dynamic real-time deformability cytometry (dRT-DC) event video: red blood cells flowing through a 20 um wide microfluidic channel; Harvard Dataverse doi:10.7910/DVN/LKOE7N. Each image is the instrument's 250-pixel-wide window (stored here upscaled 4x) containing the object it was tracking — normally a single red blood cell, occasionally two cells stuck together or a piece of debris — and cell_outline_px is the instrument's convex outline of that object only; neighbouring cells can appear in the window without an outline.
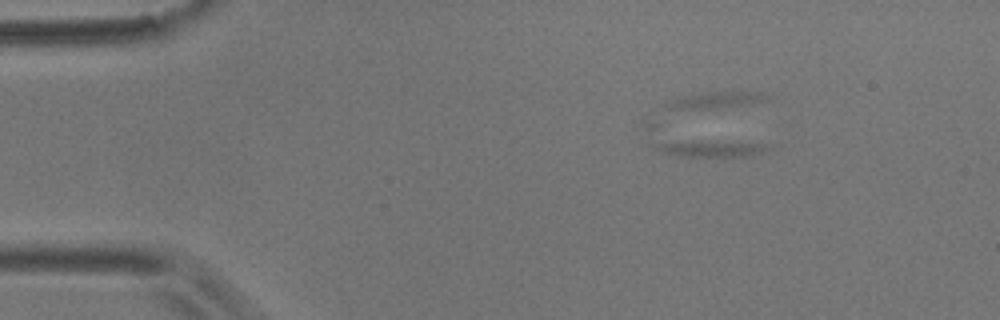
{"species": "common noctule bat (a hibernating species)", "species_latin": "Nyctalus noctula", "temperature_condition": "room temperature", "stored_images_in_passage": 7, "segment_of_instrument_passage": [3, 3], "camera_frame_rate_fps": 3000, "um_per_image_px": 0.085, "animal": {"sex": "male", "body_mass_g": 17.9}, "frame": {"image": 1, "passage_image": 4, "time_ms": 1.0, "image_size_px": [1000, 320], "cell_outline_px": [[772, 148], [764, 152], [752, 156], [676, 156], [660, 152], [648, 144], [656, 140], [700, 140], [768, 144]], "centroid_in_image_um": [60.22, 12.59], "position_along_channel_um": 24.8, "area_um2": 11.62}}